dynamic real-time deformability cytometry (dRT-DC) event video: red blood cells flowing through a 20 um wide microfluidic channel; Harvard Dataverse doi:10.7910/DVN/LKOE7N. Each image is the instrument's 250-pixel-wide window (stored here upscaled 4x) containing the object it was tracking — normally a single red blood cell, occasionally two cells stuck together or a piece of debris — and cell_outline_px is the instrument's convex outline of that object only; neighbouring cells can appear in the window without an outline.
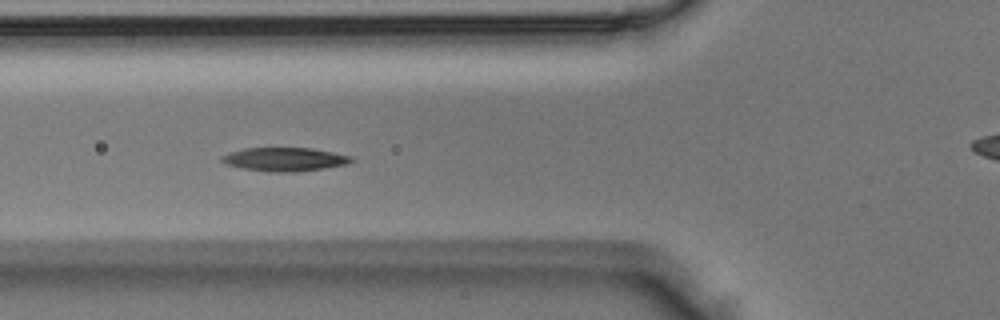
{"species": "Egyptian fruit bat (a non-hibernating species)", "species_latin": "Rousettus aegyptiacus", "temperature_condition": "room temperature", "stored_images_in_passage": 6, "camera_frame_rate_fps": 3000, "um_per_image_px": 0.085, "animal": {"sex": "male"}, "frame": {"image": 1, "passage_image": 4, "time_ms": 1.0, "image_size_px": [1000, 320], "cell_outline_px": [[356, 160], [344, 164], [324, 168], [296, 172], [268, 172], [244, 168], [228, 164], [220, 160], [220, 156], [244, 148], [312, 148], [352, 156]], "centroid_in_image_um": [24.21, 13.54], "position_along_channel_um": 101.6, "area_um2": 17.69}}
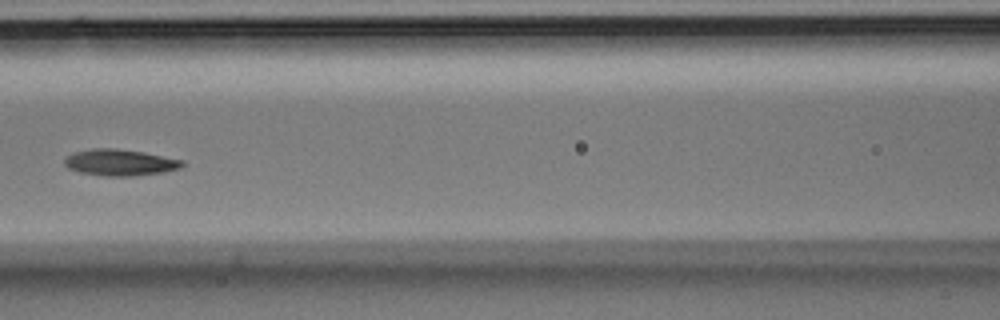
{"frame": {"image": 2, "passage_image": 5, "time_ms": 1.333, "image_size_px": [1000, 320], "cell_outline_px": [[184, 164], [180, 168], [164, 172], [132, 176], [104, 176], [80, 172], [68, 168], [64, 164], [64, 160], [72, 152], [92, 148], [116, 148], [144, 152], [184, 160]], "centroid_in_image_um": [10.2, 13.8], "position_along_channel_um": 156.4, "area_um2": 18.21}}
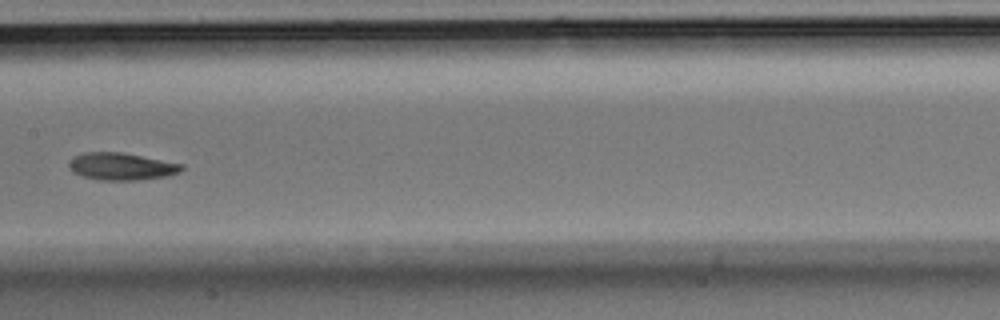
{"frame": {"image": 3, "passage_image": 6, "time_ms": 1.667, "image_size_px": [1000, 320], "cell_outline_px": [[184, 168], [180, 172], [168, 176], [136, 180], [100, 180], [84, 176], [72, 172], [68, 168], [68, 164], [76, 156], [84, 152], [124, 152], [184, 164]], "centroid_in_image_um": [10.36, 14.14], "position_along_channel_um": 197.0, "area_um2": 17.98}}